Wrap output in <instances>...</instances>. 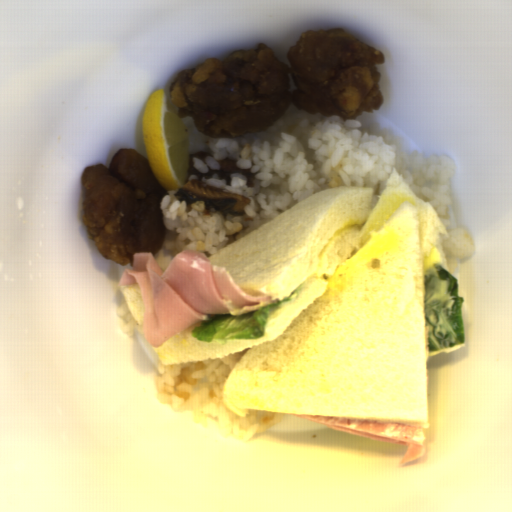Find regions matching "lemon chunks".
<instances>
[{
  "instance_id": "obj_1",
  "label": "lemon chunks",
  "mask_w": 512,
  "mask_h": 512,
  "mask_svg": "<svg viewBox=\"0 0 512 512\" xmlns=\"http://www.w3.org/2000/svg\"><path fill=\"white\" fill-rule=\"evenodd\" d=\"M166 90L147 99L142 126L146 159L157 183L166 191L182 188L189 176L191 132Z\"/></svg>"
}]
</instances>
